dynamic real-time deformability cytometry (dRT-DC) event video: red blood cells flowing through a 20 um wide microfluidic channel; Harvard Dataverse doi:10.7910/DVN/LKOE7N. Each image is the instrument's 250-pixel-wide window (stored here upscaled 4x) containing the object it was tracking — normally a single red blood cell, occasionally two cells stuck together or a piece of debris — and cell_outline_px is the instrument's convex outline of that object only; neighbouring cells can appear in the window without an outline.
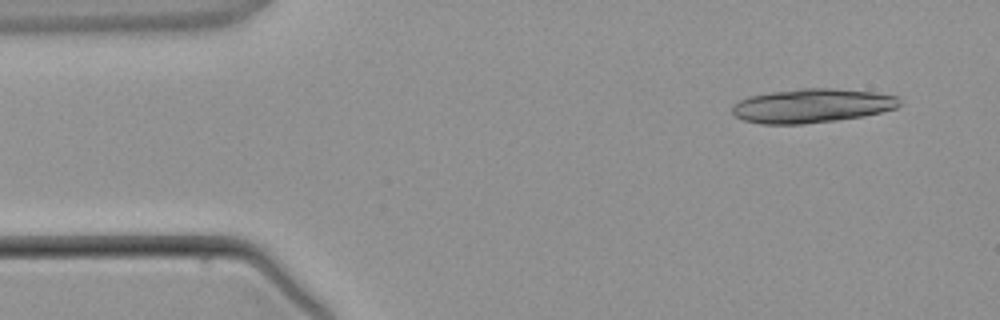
{"species": "common noctule bat (a hibernating species)", "species_latin": "Nyctalus noctula", "temperature_condition": "warm", "stored_images_in_passage": 3, "camera_frame_rate_fps": 3000, "um_per_image_px": 0.085, "animal": {"sex": "male", "body_mass_g": 21.5, "forearm_length_mm": 52.0}, "frame": {"image": 1, "passage_image": 1, "time_ms": 0.0, "image_size_px": [1000, 320], "cell_outline_px": [[900, 104], [896, 108], [864, 116], [836, 120], [804, 124], [760, 124], [744, 120], [736, 116], [732, 112], [732, 104], [748, 96], [772, 92], [800, 88], [832, 88], [876, 92], [900, 96]], "centroid_in_image_um": [69.02, 8.98], "position_along_channel_um": 16.0, "area_um2": 33.35}}